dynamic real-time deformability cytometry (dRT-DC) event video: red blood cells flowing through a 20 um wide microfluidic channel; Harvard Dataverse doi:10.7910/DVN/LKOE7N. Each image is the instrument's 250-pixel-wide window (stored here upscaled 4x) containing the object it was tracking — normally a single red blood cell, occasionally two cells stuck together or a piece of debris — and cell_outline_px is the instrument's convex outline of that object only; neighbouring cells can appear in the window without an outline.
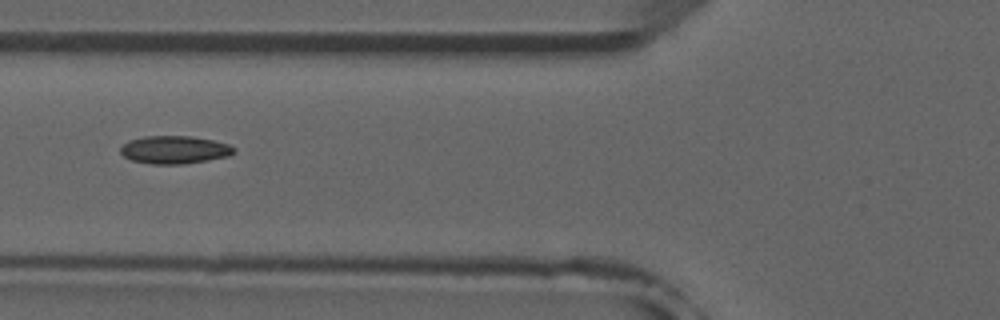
{"species": "common noctule bat (a hibernating species)", "species_latin": "Nyctalus noctula", "temperature_condition": "room temperature", "stored_images_in_passage": 3, "camera_frame_rate_fps": 3000, "um_per_image_px": 0.085, "animal": {"sex": "male", "forearm_length_mm": 52.5}, "frame": {"image": 1, "passage_image": 3, "time_ms": 2.333, "image_size_px": [1000, 320], "cell_outline_px": [[236, 152], [228, 156], [208, 160], [184, 164], [152, 164], [132, 160], [124, 156], [120, 152], [120, 148], [128, 140], [144, 136], [192, 136], [212, 140], [228, 144], [236, 148]], "centroid_in_image_um": [14.84, 12.73], "position_along_channel_um": 111.0, "area_um2": 18.5}}